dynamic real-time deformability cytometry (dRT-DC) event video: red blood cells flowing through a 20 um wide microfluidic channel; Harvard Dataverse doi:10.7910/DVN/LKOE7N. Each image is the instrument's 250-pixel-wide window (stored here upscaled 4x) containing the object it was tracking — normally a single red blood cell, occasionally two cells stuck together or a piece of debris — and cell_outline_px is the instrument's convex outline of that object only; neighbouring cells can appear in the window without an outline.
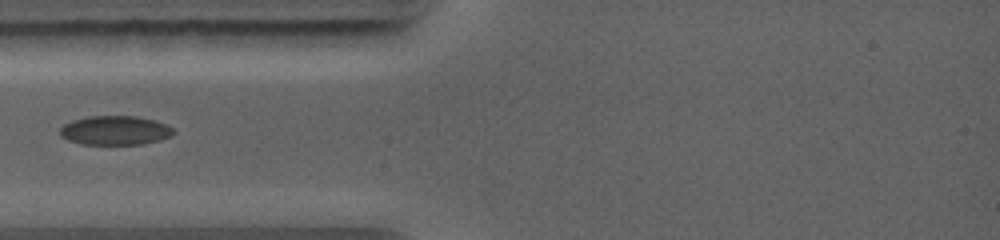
{"species": "common noctule bat (a hibernating species)", "species_latin": "Nyctalus noctula", "temperature_condition": "warm", "stored_images_in_passage": 15, "camera_frame_rate_fps": 5000, "um_per_image_px": 0.085, "animal": {"sex": "female", "body_mass_g": 19.0, "forearm_length_mm": 56.7}, "frame": {"image": 1, "passage_image": 3, "time_ms": 1.8, "image_size_px": [1000, 240], "cell_outline_px": [[176, 132], [172, 136], [160, 140], [144, 144], [80, 144], [68, 140], [60, 136], [60, 128], [64, 124], [72, 120], [88, 116], [136, 116], [156, 120], [172, 128]], "centroid_in_image_um": [9.79, 11.08], "position_along_channel_um": 75.2, "area_um2": 19.42}}
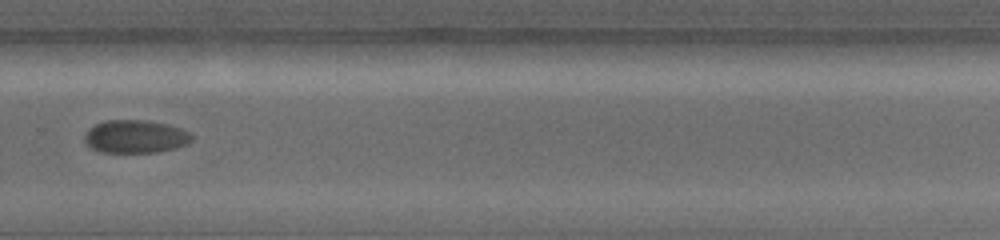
{"frame": {"image": 2, "passage_image": 9, "time_ms": 7.2, "image_size_px": [1000, 240], "cell_outline_px": [[196, 136], [188, 144], [176, 148], [160, 152], [100, 152], [92, 148], [84, 140], [84, 136], [88, 128], [104, 120], [148, 120], [168, 124], [192, 132]], "centroid_in_image_um": [11.57, 11.6], "position_along_channel_um": 318.2, "area_um2": 20.98}}
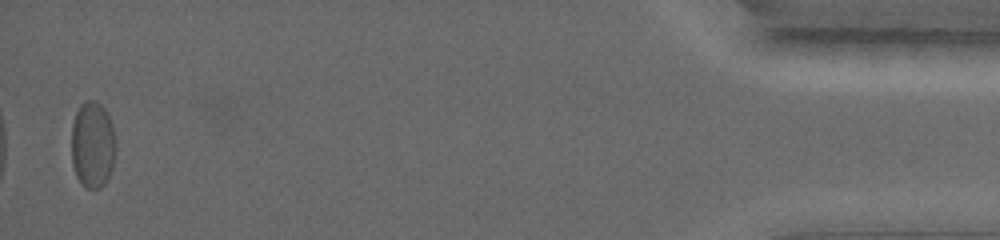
{"frame": {"image": 3, "passage_image": 15, "time_ms": 12.4, "image_size_px": [1000, 240], "cell_outline_px": [[116, 148], [112, 168], [104, 184], [100, 188], [84, 188], [76, 176], [72, 164], [72, 124], [76, 112], [80, 104], [84, 100], [96, 100], [104, 108], [112, 124], [116, 140]], "centroid_in_image_um": [7.87, 12.29], "position_along_channel_um": 427.3, "area_um2": 22.6}}